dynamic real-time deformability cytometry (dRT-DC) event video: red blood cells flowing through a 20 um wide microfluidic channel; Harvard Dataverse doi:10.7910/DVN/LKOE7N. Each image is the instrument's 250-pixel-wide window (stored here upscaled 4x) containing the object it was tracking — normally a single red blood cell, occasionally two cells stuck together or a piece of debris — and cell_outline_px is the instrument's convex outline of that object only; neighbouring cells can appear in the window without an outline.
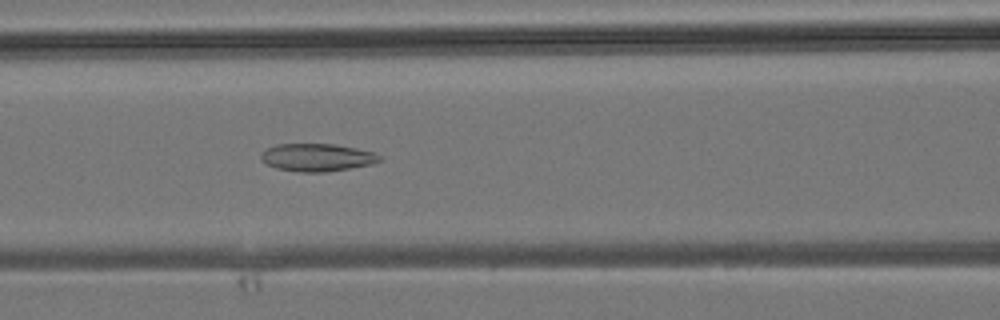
{"species": "common noctule bat (a hibernating species)", "species_latin": "Nyctalus noctula", "temperature_condition": "room temperature", "stored_images_in_passage": 28, "camera_frame_rate_fps": 3000, "um_per_image_px": 0.085, "animal": {"sex": "male", "body_mass_g": 19.2, "forearm_length_mm": 51.8}, "frame": {"image": 1, "passage_image": 9, "time_ms": 2.667, "image_size_px": [1000, 320], "cell_outline_px": [[384, 156], [380, 160], [372, 164], [324, 172], [300, 172], [276, 168], [268, 164], [260, 156], [260, 152], [276, 144], [336, 144], [376, 152]], "centroid_in_image_um": [26.99, 13.37], "position_along_channel_um": 139.6, "area_um2": 19.13}}
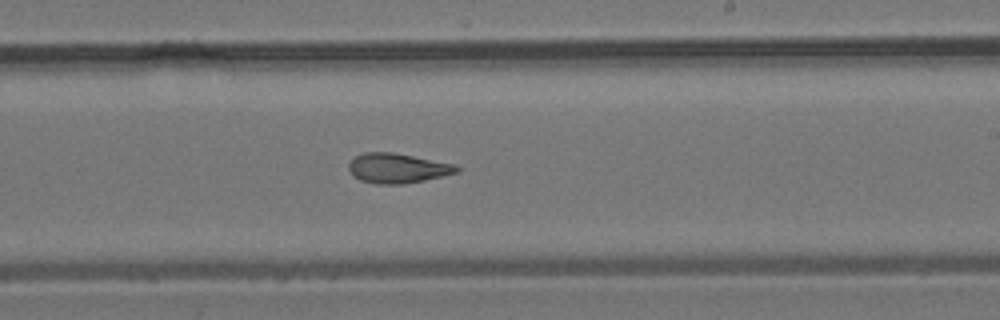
{"frame": {"image": 2, "passage_image": 16, "time_ms": 5.0, "image_size_px": [1000, 320], "cell_outline_px": [[460, 172], [424, 180], [400, 184], [380, 184], [360, 180], [352, 176], [348, 168], [348, 164], [356, 156], [364, 152], [392, 152], [456, 164], [460, 168]], "centroid_in_image_um": [33.79, 14.29], "position_along_channel_um": 255.2, "area_um2": 18.73}}
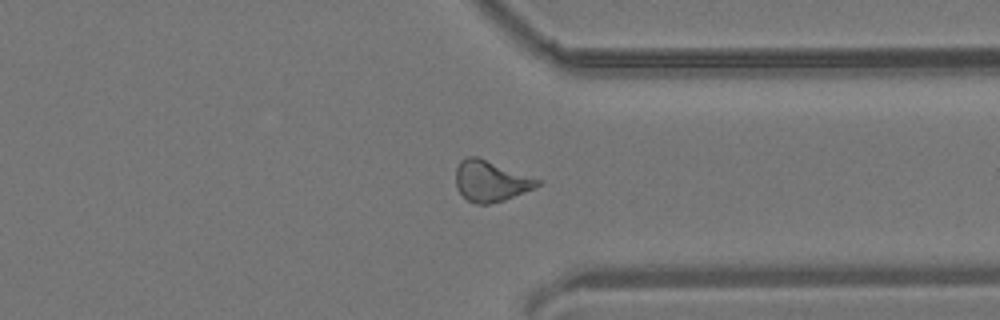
{"frame": {"image": 3, "passage_image": 23, "time_ms": 7.333, "image_size_px": [1000, 320], "cell_outline_px": [[544, 180], [540, 184], [532, 188], [504, 200], [488, 204], [476, 204], [468, 200], [456, 188], [456, 168], [460, 160], [468, 156], [476, 156]], "centroid_in_image_um": [41.71, 15.37], "position_along_channel_um": 369.7, "area_um2": 19.36}}